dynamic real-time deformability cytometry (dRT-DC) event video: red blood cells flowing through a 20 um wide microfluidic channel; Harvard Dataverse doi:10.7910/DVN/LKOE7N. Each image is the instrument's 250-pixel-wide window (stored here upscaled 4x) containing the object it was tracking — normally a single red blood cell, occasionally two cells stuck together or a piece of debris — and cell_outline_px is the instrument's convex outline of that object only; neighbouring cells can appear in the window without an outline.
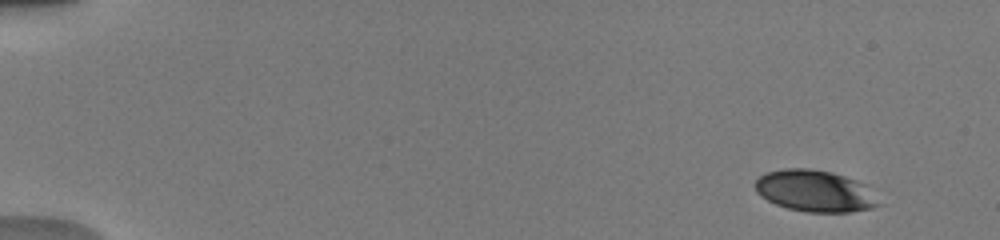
{"species": "human", "species_latin": "Homo sapiens", "temperature_condition": "warm", "stored_images_in_passage": 49, "camera_frame_rate_fps": 3000, "um_per_image_px": 0.085, "donor": {"sex": "male"}, "frame": {"image": 1, "passage_image": 3, "time_ms": 1.0, "image_size_px": [1000, 240], "cell_outline_px": [[884, 204], [872, 208], [852, 212], [808, 212], [788, 208], [776, 204], [760, 196], [756, 192], [752, 184], [760, 176], [768, 172], [784, 168], [808, 168], [832, 172], [856, 180], [864, 184]], "centroid_in_image_um": [69.27, 16.24], "position_along_channel_um": 15.7, "area_um2": 30.17}}
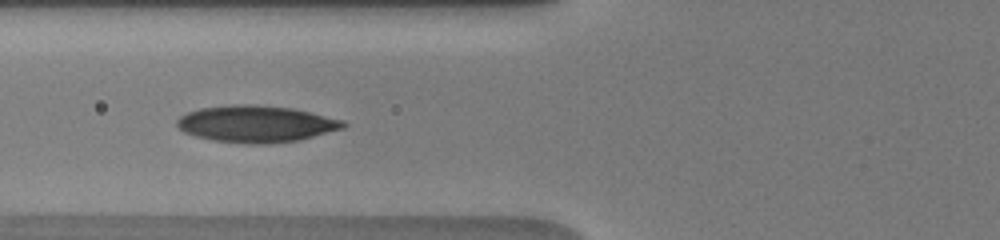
{"frame": {"image": 2, "passage_image": 15, "time_ms": 7.0, "image_size_px": [1000, 240], "cell_outline_px": [[348, 124], [344, 128], [300, 140], [268, 144], [248, 144], [212, 140], [196, 136], [184, 132], [176, 124], [176, 120], [180, 116], [188, 112], [200, 108], [232, 104], [256, 104], [292, 108], [344, 120]], "centroid_in_image_um": [21.78, 10.53], "position_along_channel_um": 104.0, "area_um2": 35.78}}
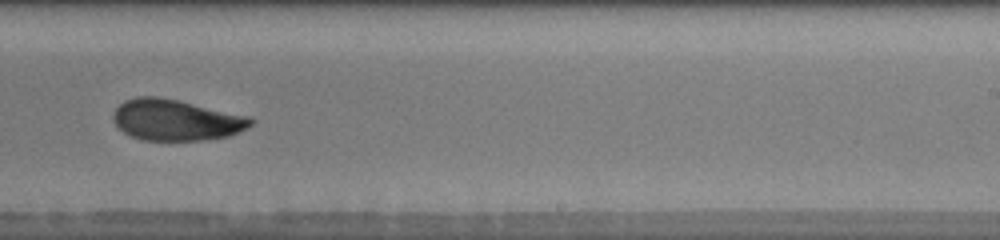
{"frame": {"image": 3, "passage_image": 32, "time_ms": 11.333, "image_size_px": [1000, 240], "cell_outline_px": [[256, 120], [252, 124], [240, 132], [228, 136], [200, 140], [144, 140], [132, 136], [124, 132], [112, 120], [112, 116], [116, 108], [124, 100], [136, 96], [156, 96], [180, 100], [252, 116]], "centroid_in_image_um": [15.0, 10.18], "position_along_channel_um": 274.0, "area_um2": 33.23}, "authors_computed_cell_mechanics": {"area_um2": 32.946, "velocity_mm_per_s": 3.9293, "shape_relaxation_time_tau1_ms": null, "shape_relaxation_time_tau2_ms": 2.1439, "deformation_change_tau1": null, "deformation_change_tau2": 0.0649}}